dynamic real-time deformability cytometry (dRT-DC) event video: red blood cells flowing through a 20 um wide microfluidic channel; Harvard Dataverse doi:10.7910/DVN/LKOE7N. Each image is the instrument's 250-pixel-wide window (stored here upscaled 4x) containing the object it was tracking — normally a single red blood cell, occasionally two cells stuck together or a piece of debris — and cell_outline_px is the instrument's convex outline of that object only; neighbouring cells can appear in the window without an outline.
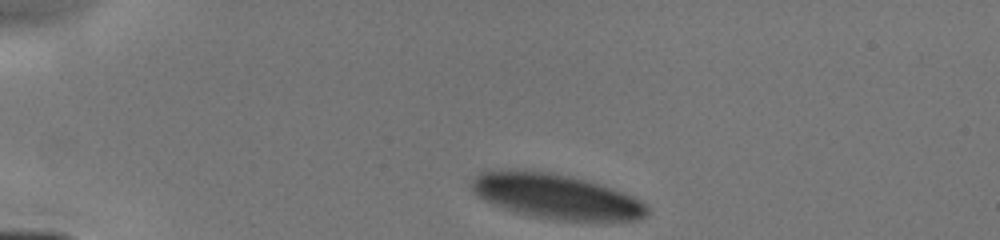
{"species": "human", "species_latin": "Homo sapiens", "temperature_condition": "cold", "stored_images_in_passage": 8, "camera_frame_rate_fps": 3000, "um_per_image_px": 0.085, "donor": {"sex": "male"}, "frame": {"image": 1, "passage_image": 1, "time_ms": 0.0, "image_size_px": [1000, 240], "cell_outline_px": [[652, 212], [648, 216], [640, 220], [564, 220], [532, 216], [516, 212], [504, 208], [484, 200], [476, 196], [472, 192], [472, 180], [480, 172], [544, 172], [572, 176], [588, 180], [624, 192], [648, 204]], "centroid_in_image_um": [47.38, 16.73], "position_along_channel_um": 37.6, "area_um2": 45.26}}
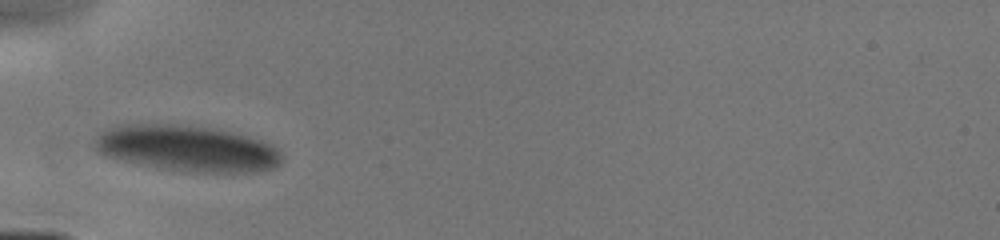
{"frame": {"image": 2, "passage_image": 3, "time_ms": 2.0, "image_size_px": [1000, 240], "cell_outline_px": [[284, 160], [280, 164], [272, 168], [260, 172], [200, 172], [168, 168], [108, 156], [92, 148], [92, 144], [100, 132], [120, 124], [172, 124], [212, 128], [232, 132], [264, 140], [272, 144], [284, 156]], "centroid_in_image_um": [15.99, 12.59], "position_along_channel_um": 69.0, "area_um2": 49.77}}